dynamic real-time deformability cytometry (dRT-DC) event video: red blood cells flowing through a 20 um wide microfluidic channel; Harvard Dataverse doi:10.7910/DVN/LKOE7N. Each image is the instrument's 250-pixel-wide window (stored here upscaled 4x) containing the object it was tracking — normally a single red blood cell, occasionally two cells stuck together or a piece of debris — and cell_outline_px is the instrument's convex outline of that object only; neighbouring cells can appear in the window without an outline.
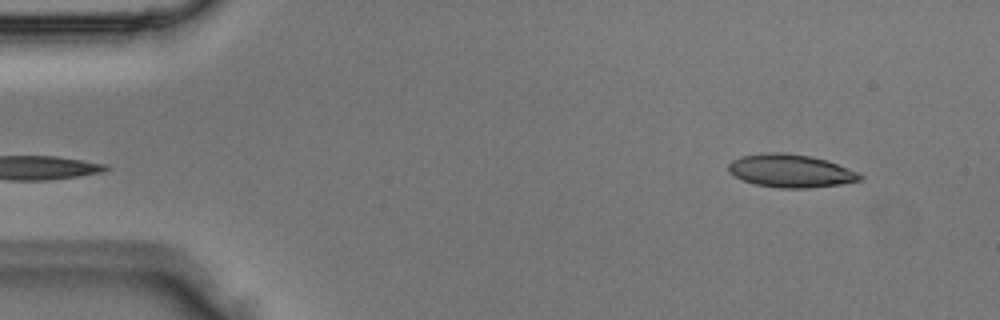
{"species": "Egyptian fruit bat (a non-hibernating species)", "species_latin": "Rousettus aegyptiacus", "temperature_condition": "room temperature", "stored_images_in_passage": 3, "camera_frame_rate_fps": 3000, "um_per_image_px": 0.085, "animal": {"sex": "male"}, "frame": {"image": 1, "passage_image": 3, "time_ms": 0.667, "image_size_px": [1000, 320], "cell_outline_px": [[864, 176], [860, 180], [840, 184], [808, 188], [780, 188], [756, 184], [744, 180], [728, 172], [728, 164], [732, 160], [740, 156], [768, 152], [784, 152], [808, 156], [824, 160], [836, 164], [856, 172]], "centroid_in_image_um": [67.16, 14.52], "position_along_channel_um": 17.8, "area_um2": 24.97}}